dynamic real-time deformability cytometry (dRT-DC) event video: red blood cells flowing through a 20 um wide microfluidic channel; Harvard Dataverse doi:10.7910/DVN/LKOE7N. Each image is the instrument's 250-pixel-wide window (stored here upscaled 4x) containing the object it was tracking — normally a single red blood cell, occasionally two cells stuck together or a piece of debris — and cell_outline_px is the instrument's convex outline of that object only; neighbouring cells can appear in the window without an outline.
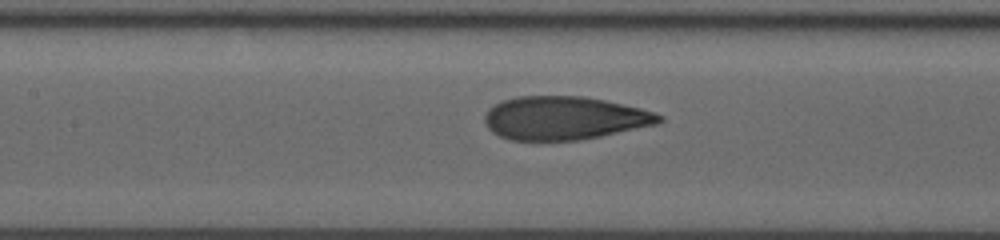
{"species": "human", "species_latin": "Homo sapiens", "temperature_condition": "room temperature", "stored_images_in_passage": 40, "camera_frame_rate_fps": 3000, "um_per_image_px": 0.085, "donor": {"sex": "male"}, "frame": {"image": 1, "passage_image": 25, "time_ms": 8.0, "image_size_px": [1000, 240], "cell_outline_px": [[664, 120], [656, 124], [600, 136], [580, 140], [512, 140], [500, 136], [492, 132], [488, 128], [484, 120], [484, 116], [488, 108], [500, 100], [516, 96], [584, 96], [604, 100], [640, 108], [664, 116]], "centroid_in_image_um": [47.92, 10.02], "position_along_channel_um": 159.5, "area_um2": 44.04}}
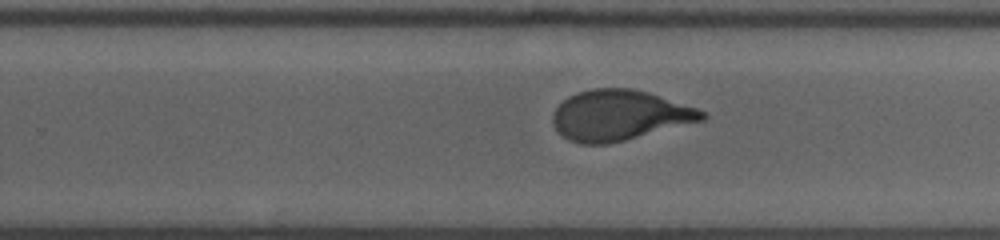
{"frame": {"image": 2, "passage_image": 34, "time_ms": 11.0, "image_size_px": [1000, 240], "cell_outline_px": [[708, 116], [704, 120], [608, 144], [580, 144], [568, 140], [552, 124], [552, 116], [556, 108], [568, 96], [576, 92], [592, 88], [632, 88], [648, 92], [708, 112]], "centroid_in_image_um": [52.64, 9.79], "position_along_channel_um": 277.2, "area_um2": 43.7}}
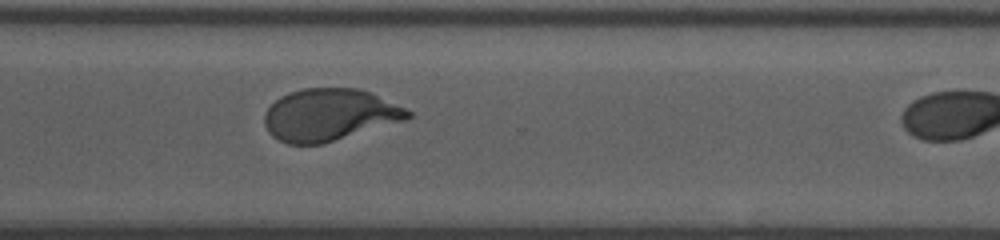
{"frame": {"image": 3, "passage_image": 39, "time_ms": 12.667, "image_size_px": [1000, 240], "cell_outline_px": [[412, 116], [408, 120], [320, 144], [288, 144], [272, 136], [268, 132], [264, 124], [264, 112], [280, 96], [288, 92], [304, 88], [360, 88], [404, 108], [412, 112]], "centroid_in_image_um": [27.98, 9.76], "position_along_channel_um": 342.6, "area_um2": 43.41}}